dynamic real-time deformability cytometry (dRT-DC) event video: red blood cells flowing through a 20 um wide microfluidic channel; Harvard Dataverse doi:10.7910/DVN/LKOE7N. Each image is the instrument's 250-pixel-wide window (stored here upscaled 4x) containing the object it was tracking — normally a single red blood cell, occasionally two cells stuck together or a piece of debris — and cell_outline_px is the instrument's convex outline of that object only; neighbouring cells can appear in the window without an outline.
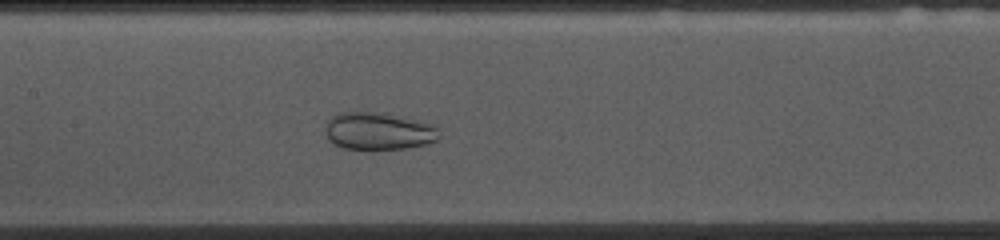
{"species": "common noctule bat (a hibernating species)", "species_latin": "Nyctalus noctula", "temperature_condition": "cold", "stored_images_in_passage": 53, "camera_frame_rate_fps": 3000, "um_per_image_px": 0.085, "animal": {"sex": "female", "body_mass_g": 10.0, "forearm_length_mm": 53.1}, "frame": {"image": 1, "passage_image": 24, "time_ms": 7.667, "image_size_px": [1000, 240], "cell_outline_px": [[440, 136], [436, 140], [424, 144], [404, 148], [372, 152], [344, 148], [328, 140], [328, 120], [336, 112], [372, 112], [432, 124], [436, 128]], "centroid_in_image_um": [32.13, 11.2], "position_along_channel_um": 175.3, "area_um2": 24.62}}
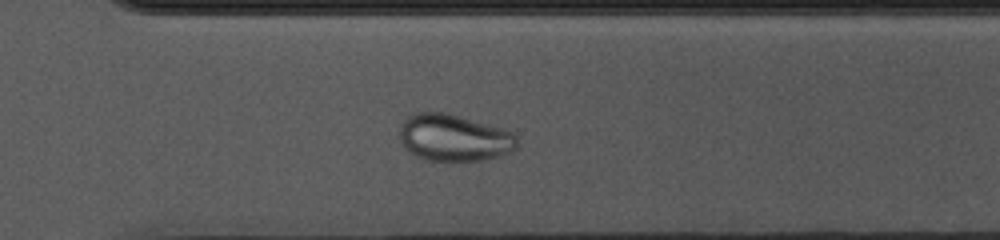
{"frame": {"image": 2, "passage_image": 37, "time_ms": 12.0, "image_size_px": [1000, 240], "cell_outline_px": [[516, 148], [488, 160], [428, 160], [416, 156], [400, 140], [400, 124], [408, 116], [416, 112], [444, 112], [460, 116], [504, 128], [512, 132], [516, 136]], "centroid_in_image_um": [38.59, 11.69], "position_along_channel_um": 332.0, "area_um2": 31.79}}
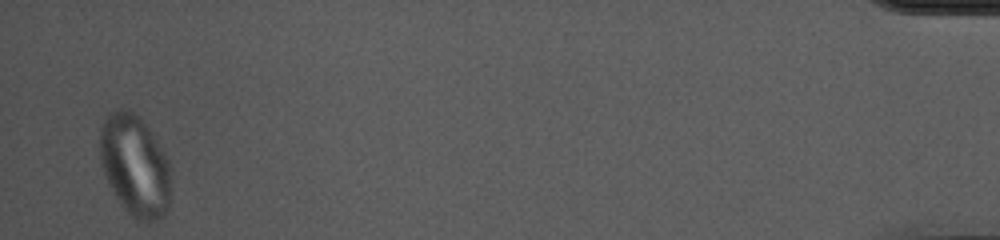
{"frame": {"image": 3, "passage_image": 52, "time_ms": 17.0, "image_size_px": [1000, 240], "cell_outline_px": [[168, 208], [164, 216], [156, 220], [136, 220], [124, 208], [112, 192], [108, 184], [100, 160], [100, 128], [108, 112], [120, 108], [128, 108], [140, 116], [164, 152], [168, 160]], "centroid_in_image_um": [11.42, 14.03], "position_along_channel_um": 423.8, "area_um2": 41.62}}